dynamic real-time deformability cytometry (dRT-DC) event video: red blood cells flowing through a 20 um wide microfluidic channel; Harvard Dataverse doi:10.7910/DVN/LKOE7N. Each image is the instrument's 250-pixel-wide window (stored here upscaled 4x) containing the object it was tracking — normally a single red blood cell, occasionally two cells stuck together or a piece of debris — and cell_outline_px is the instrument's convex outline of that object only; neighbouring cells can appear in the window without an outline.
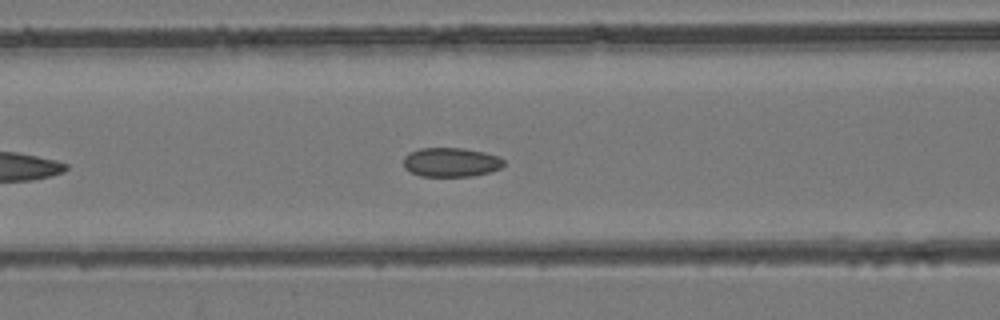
{"species": "common noctule bat (a hibernating species)", "species_latin": "Nyctalus noctula", "temperature_condition": "room temperature", "stored_images_in_passage": 16, "camera_frame_rate_fps": 3000, "um_per_image_px": 0.085, "animal": {"sex": "female", "body_mass_g": 24.6, "forearm_length_mm": 56.2}, "frame": {"image": 1, "passage_image": 9, "time_ms": 2.667, "image_size_px": [1000, 320], "cell_outline_px": [[504, 164], [500, 168], [488, 172], [472, 176], [420, 176], [404, 168], [404, 156], [408, 152], [420, 148], [464, 148], [484, 152], [500, 156], [504, 160]], "centroid_in_image_um": [38.33, 13.78], "position_along_channel_um": 128.3, "area_um2": 17.11}}
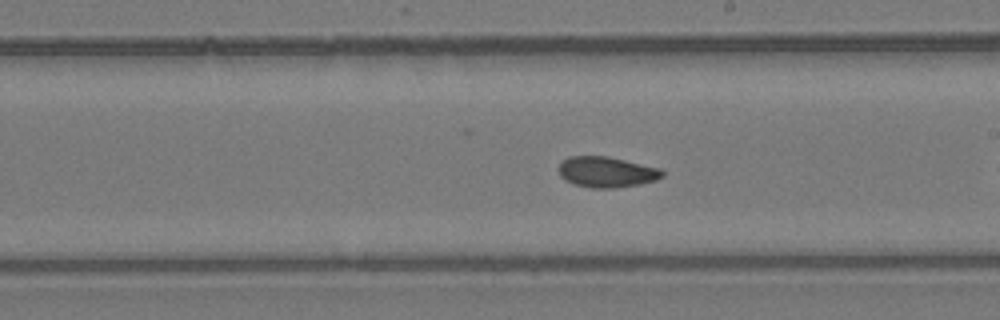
{"frame": {"image": 2, "passage_image": 14, "time_ms": 4.333, "image_size_px": [1000, 320], "cell_outline_px": [[664, 176], [656, 180], [636, 184], [612, 188], [592, 188], [572, 184], [564, 180], [560, 176], [560, 164], [568, 156], [608, 156], [660, 168], [664, 172]], "centroid_in_image_um": [51.55, 14.62], "position_along_channel_um": 237.5, "area_um2": 18.44}}